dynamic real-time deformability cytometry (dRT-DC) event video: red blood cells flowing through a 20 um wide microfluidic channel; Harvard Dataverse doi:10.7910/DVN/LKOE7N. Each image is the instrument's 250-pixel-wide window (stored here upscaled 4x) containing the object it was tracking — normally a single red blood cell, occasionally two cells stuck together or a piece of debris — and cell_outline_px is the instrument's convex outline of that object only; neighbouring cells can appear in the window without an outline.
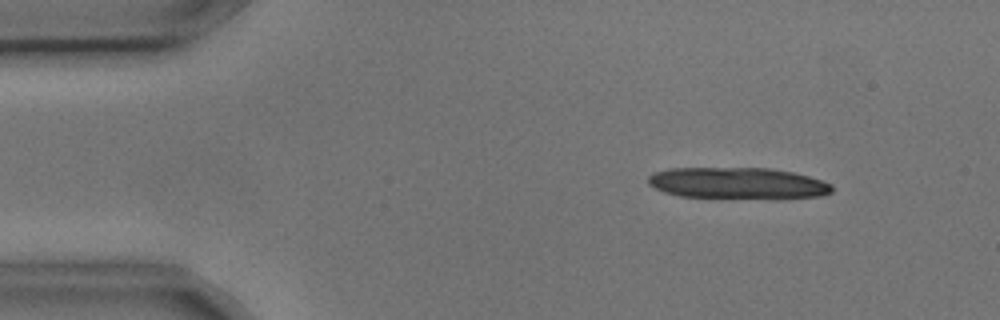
{"species": "common noctule bat (a hibernating species)", "species_latin": "Nyctalus noctula", "temperature_condition": "cold", "stored_images_in_passage": 6, "camera_frame_rate_fps": 3000, "um_per_image_px": 0.085, "animal": {"sex": "male", "body_mass_g": 17.9, "forearm_length_mm": 54.2}, "frame": {"image": 1, "passage_image": 2, "time_ms": 0.333, "image_size_px": [1000, 320], "cell_outline_px": [[832, 192], [820, 196], [780, 200], [680, 196], [664, 192], [648, 184], [648, 176], [652, 172], [668, 168], [768, 168], [792, 172], [808, 176], [832, 184]], "centroid_in_image_um": [62.72, 15.59], "position_along_channel_um": 22.3, "area_um2": 34.39}}